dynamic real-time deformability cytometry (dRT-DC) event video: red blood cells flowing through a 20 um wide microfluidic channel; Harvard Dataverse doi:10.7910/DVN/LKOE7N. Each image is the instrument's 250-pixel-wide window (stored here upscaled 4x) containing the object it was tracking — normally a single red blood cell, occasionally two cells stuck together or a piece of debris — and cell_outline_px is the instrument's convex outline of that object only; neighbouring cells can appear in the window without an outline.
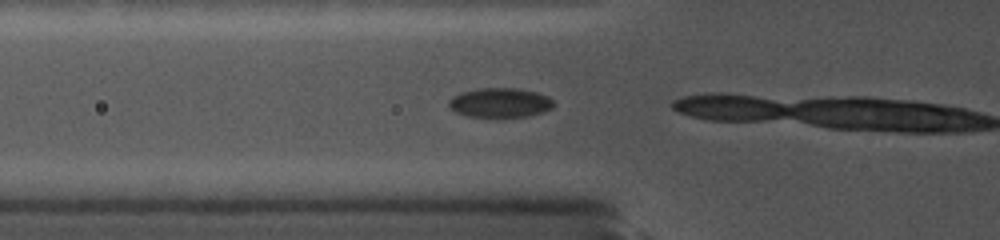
{"species": "common noctule bat (a hibernating species)", "species_latin": "Nyctalus noctula", "temperature_condition": "cold", "stored_images_in_passage": 5, "camera_frame_rate_fps": 5000, "um_per_image_px": 0.085, "animal": {"sex": "female", "body_mass_g": 19.0, "forearm_length_mm": 56.7}, "frame": {"image": 1, "passage_image": 3, "time_ms": 0.6, "image_size_px": [1000, 240], "cell_outline_px": [[552, 108], [544, 112], [528, 116], [468, 116], [456, 112], [448, 104], [448, 100], [452, 96], [460, 92], [480, 88], [516, 88], [536, 92], [548, 96], [552, 100]], "centroid_in_image_um": [42.49, 8.71], "position_along_channel_um": 83.3, "area_um2": 17.8}}